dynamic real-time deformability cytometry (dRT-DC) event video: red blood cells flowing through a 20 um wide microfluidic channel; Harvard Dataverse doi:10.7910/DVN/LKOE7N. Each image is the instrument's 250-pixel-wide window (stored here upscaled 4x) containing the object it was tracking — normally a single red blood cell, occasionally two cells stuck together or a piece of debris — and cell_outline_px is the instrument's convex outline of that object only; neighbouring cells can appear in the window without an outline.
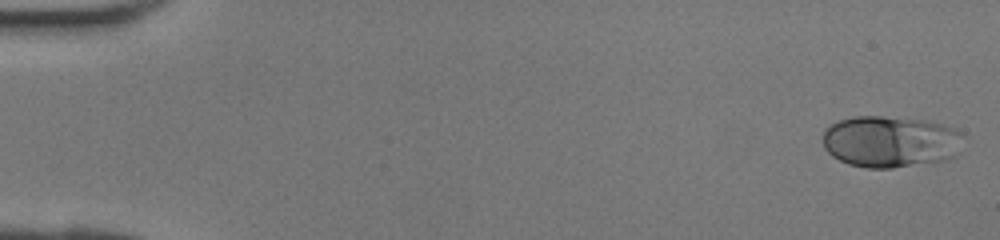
{"species": "human", "species_latin": "Homo sapiens", "temperature_condition": "room temperature", "stored_images_in_passage": 41, "camera_frame_rate_fps": 3000, "um_per_image_px": 0.085, "donor": {"sex": "female"}, "frame": {"image": 1, "passage_image": 1, "time_ms": 0.0, "image_size_px": [1000, 240], "cell_outline_px": [[960, 136], [956, 156], [944, 160], [892, 168], [868, 168], [848, 164], [832, 156], [824, 148], [824, 128], [840, 120], [852, 116], [880, 116], [928, 120], [952, 128], [960, 132]], "centroid_in_image_um": [75.63, 12.03], "position_along_channel_um": 9.4, "area_um2": 41.96}}
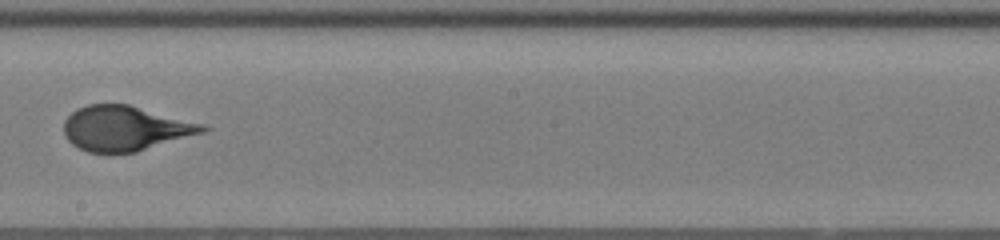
{"frame": {"image": 2, "passage_image": 24, "time_ms": 7.667, "image_size_px": [1000, 240], "cell_outline_px": [[212, 128], [204, 132], [136, 152], [88, 152], [72, 144], [64, 136], [64, 120], [76, 108], [88, 104], [128, 104], [204, 124]], "centroid_in_image_um": [10.63, 10.9], "position_along_channel_um": 237.6, "area_um2": 36.18}}
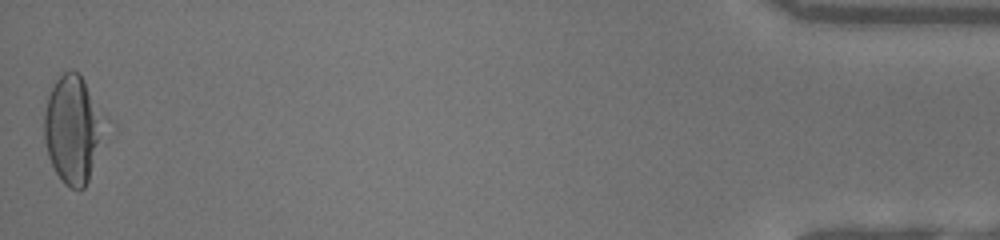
{"frame": {"image": 3, "passage_image": 41, "time_ms": 13.333, "image_size_px": [1000, 240], "cell_outline_px": [[100, 120], [88, 180], [84, 188], [72, 188], [64, 184], [56, 172], [48, 156], [44, 140], [44, 112], [48, 96], [56, 80], [64, 72], [72, 68], [80, 72], [84, 80]], "centroid_in_image_um": [6.03, 10.95], "position_along_channel_um": 429.2, "area_um2": 35.08}}